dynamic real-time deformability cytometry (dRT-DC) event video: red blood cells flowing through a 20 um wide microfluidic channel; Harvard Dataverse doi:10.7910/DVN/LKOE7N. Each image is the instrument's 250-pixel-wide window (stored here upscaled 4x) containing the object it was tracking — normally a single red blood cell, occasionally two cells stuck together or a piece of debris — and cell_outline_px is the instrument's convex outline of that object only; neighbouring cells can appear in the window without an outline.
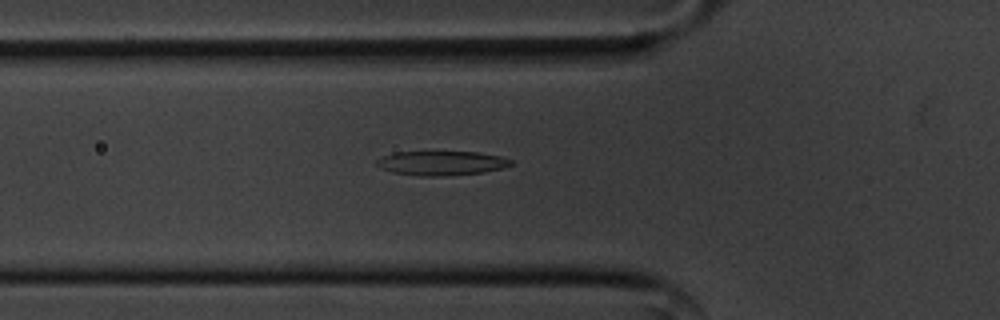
{"species": "common noctule bat (a hibernating species)", "species_latin": "Nyctalus noctula", "temperature_condition": "cold", "stored_images_in_passage": 56, "camera_frame_rate_fps": 3000, "um_per_image_px": 0.085, "animal": {"sex": "male", "body_mass_g": 20.1, "forearm_length_mm": 53.5}, "frame": {"image": 1, "passage_image": 19, "time_ms": 6.0, "image_size_px": [1000, 320], "cell_outline_px": [[512, 164], [504, 168], [484, 172], [436, 176], [416, 176], [392, 172], [380, 168], [376, 164], [376, 160], [384, 156], [396, 152], [476, 152], [500, 156], [512, 160]], "centroid_in_image_um": [37.51, 13.87], "position_along_channel_um": 88.3, "area_um2": 18.9}}
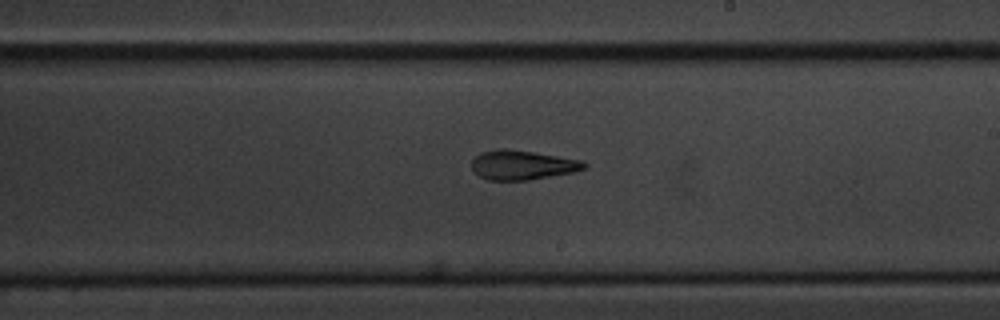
{"frame": {"image": 2, "passage_image": 32, "time_ms": 10.333, "image_size_px": [1000, 320], "cell_outline_px": [[588, 164], [584, 168], [572, 172], [528, 180], [488, 180], [480, 176], [472, 168], [472, 160], [480, 152], [496, 148], [504, 148], [532, 152], [580, 160]], "centroid_in_image_um": [44.35, 14.02], "position_along_channel_um": 244.7, "area_um2": 19.02}}
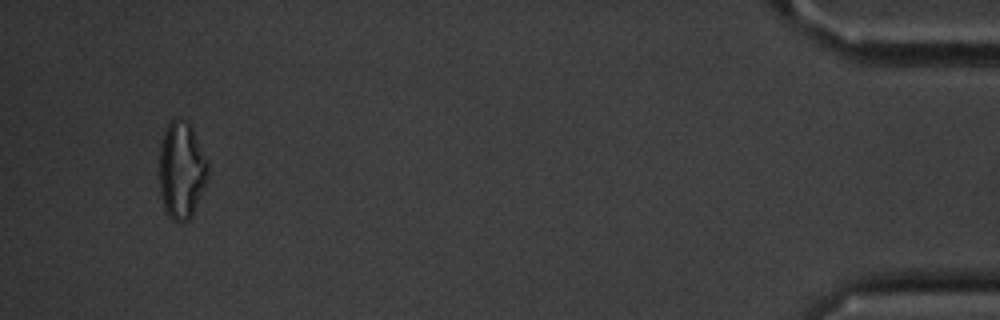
{"frame": {"image": 3, "passage_image": 53, "time_ms": 17.333, "image_size_px": [1000, 320], "cell_outline_px": [[208, 180], [192, 216], [188, 220], [180, 224], [172, 220], [168, 216], [164, 208], [160, 192], [160, 144], [164, 132], [168, 124], [176, 116], [184, 120], [192, 128], [208, 160]], "centroid_in_image_um": [15.44, 14.5], "position_along_channel_um": 419.8, "area_um2": 27.8}, "authors_computed_cell_mechanics": {"area_um2": 19.7965, "velocity_mm_per_s": 3.5867, "shape_relaxation_time_tau1_ms": 5.916, "shape_relaxation_time_tau2_ms": 4.6665, "deformation_change_tau1": 0.1814, "deformation_change_tau2": 0.1521}}